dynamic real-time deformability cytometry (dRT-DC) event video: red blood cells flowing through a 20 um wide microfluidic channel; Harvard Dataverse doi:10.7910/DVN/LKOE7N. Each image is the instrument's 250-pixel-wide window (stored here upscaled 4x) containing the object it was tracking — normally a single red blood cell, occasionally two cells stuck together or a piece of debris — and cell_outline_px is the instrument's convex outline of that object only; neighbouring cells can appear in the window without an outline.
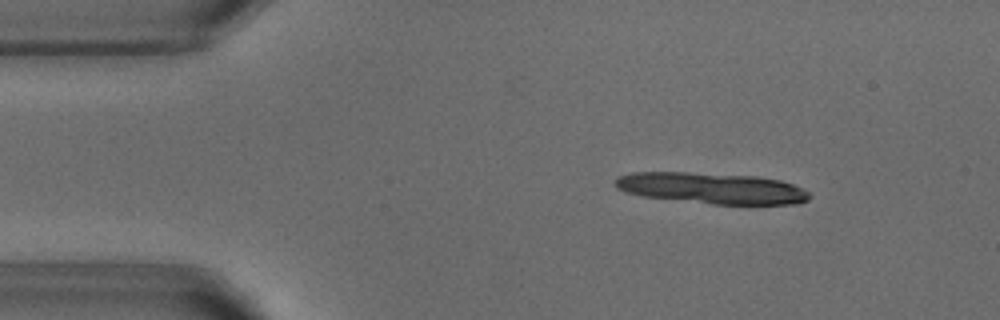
{"species": "common noctule bat (a hibernating species)", "species_latin": "Nyctalus noctula", "temperature_condition": "warm", "stored_images_in_passage": 9, "camera_frame_rate_fps": 3000, "um_per_image_px": 0.085, "animal": {"sex": "male", "body_mass_g": 18.8}, "frame": {"image": 1, "passage_image": 3, "time_ms": 0.667, "image_size_px": [1000, 320], "cell_outline_px": [[812, 196], [808, 200], [800, 204], [712, 204], [644, 196], [628, 192], [616, 188], [616, 180], [620, 176], [632, 172], [688, 172], [756, 176], [780, 180], [792, 184], [808, 192]], "centroid_in_image_um": [60.54, 15.99], "position_along_channel_um": 24.5, "area_um2": 34.97}}